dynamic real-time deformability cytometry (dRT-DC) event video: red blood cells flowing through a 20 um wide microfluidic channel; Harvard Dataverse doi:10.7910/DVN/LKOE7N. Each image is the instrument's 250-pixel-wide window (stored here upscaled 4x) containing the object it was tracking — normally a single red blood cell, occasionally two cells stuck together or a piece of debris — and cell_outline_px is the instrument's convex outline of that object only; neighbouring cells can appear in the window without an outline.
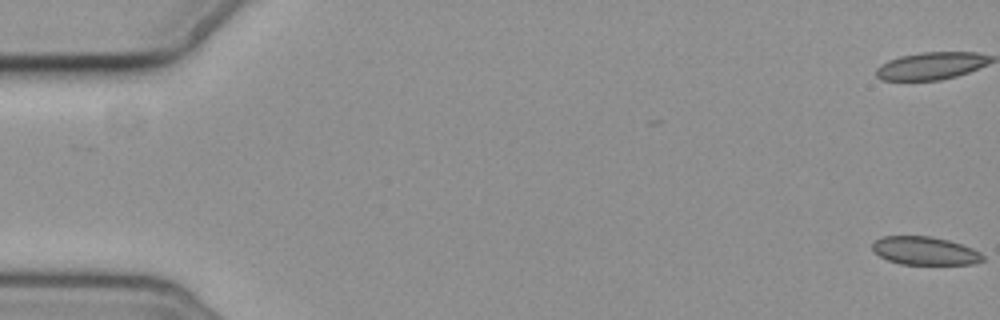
{"species": "common noctule bat (a hibernating species)", "species_latin": "Nyctalus noctula", "temperature_condition": "cold", "stored_images_in_passage": 6, "camera_frame_rate_fps": 3000, "um_per_image_px": 0.085, "animal": {"sex": "female", "body_mass_g": 19.3, "forearm_length_mm": 54.1}, "frame": {"image": 1, "passage_image": 1, "time_ms": 0.0, "image_size_px": [1000, 320], "cell_outline_px": [[984, 260], [972, 264], [900, 264], [888, 260], [880, 256], [872, 248], [872, 244], [880, 236], [928, 236], [948, 240], [972, 248], [980, 252], [984, 256]], "centroid_in_image_um": [78.61, 21.32], "position_along_channel_um": 6.4, "area_um2": 18.03}}